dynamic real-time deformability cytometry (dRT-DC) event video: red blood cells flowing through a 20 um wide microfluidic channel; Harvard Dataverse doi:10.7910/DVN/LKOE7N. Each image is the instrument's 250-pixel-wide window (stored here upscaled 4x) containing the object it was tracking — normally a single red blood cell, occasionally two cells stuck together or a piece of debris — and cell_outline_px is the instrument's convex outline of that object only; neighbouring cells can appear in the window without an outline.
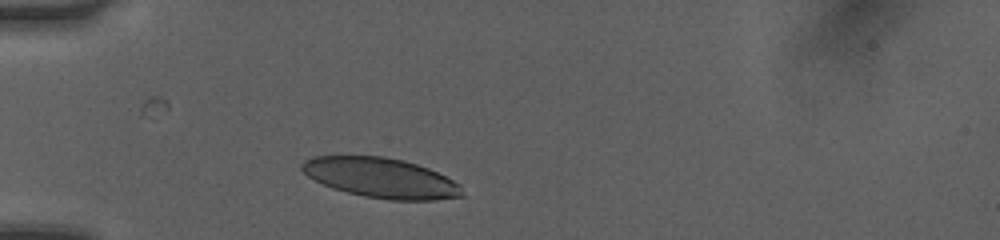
{"species": "human", "species_latin": "Homo sapiens", "temperature_condition": "room temperature", "stored_images_in_passage": 12, "camera_frame_rate_fps": 3000, "um_per_image_px": 0.085, "donor": {"sex": "female"}, "frame": {"image": 1, "passage_image": 1, "time_ms": 0.0, "image_size_px": [1000, 240], "cell_outline_px": [[464, 196], [436, 200], [388, 200], [364, 196], [332, 188], [308, 176], [300, 168], [300, 164], [304, 160], [312, 156], [380, 156], [404, 160], [428, 168], [460, 184]], "centroid_in_image_um": [32.38, 15.12], "position_along_channel_um": 52.6, "area_um2": 37.17}}
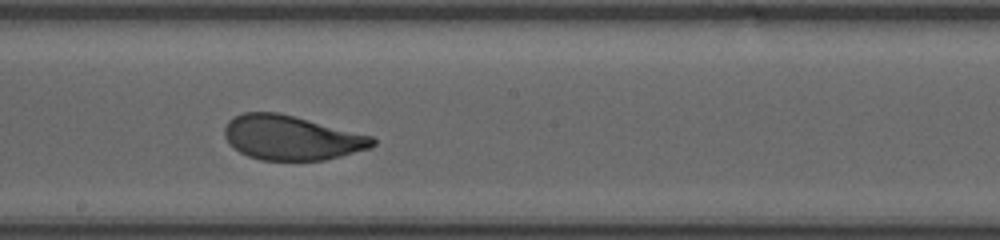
{"frame": {"image": 2, "passage_image": 6, "time_ms": 4.667, "image_size_px": [1000, 240], "cell_outline_px": [[376, 144], [372, 148], [324, 160], [260, 160], [248, 156], [240, 152], [228, 144], [224, 136], [224, 128], [228, 120], [232, 116], [244, 112], [280, 112], [372, 136], [376, 140]], "centroid_in_image_um": [24.75, 11.7], "position_along_channel_um": 223.5, "area_um2": 38.67}}
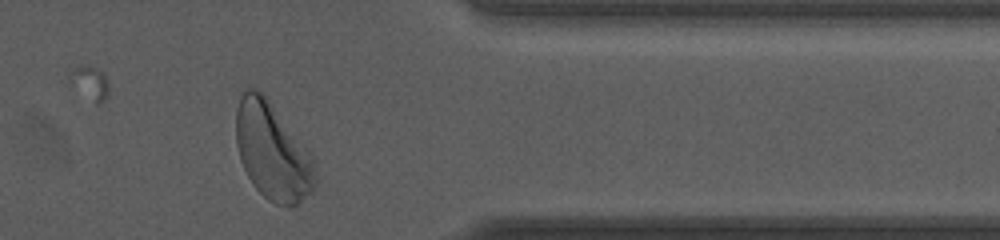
{"frame": {"image": 3, "passage_image": 10, "time_ms": 9.0, "image_size_px": [1000, 240], "cell_outline_px": [[316, 184], [312, 192], [296, 204], [276, 204], [268, 200], [252, 184], [240, 160], [236, 144], [236, 108], [240, 96], [248, 88], [256, 88], [268, 100], [312, 156], [316, 176]], "centroid_in_image_um": [23.13, 12.88], "position_along_channel_um": 388.3, "area_um2": 43.99}, "authors_computed_cell_mechanics": {"area_um2": 38.4948, "velocity_mm_per_s": 4.0516, "shape_relaxation_time_tau1_ms": 2.5258, "shape_relaxation_time_tau2_ms": 0.1923, "deformation_change_tau1": 0.1137, "deformation_change_tau2": 0.0357}}